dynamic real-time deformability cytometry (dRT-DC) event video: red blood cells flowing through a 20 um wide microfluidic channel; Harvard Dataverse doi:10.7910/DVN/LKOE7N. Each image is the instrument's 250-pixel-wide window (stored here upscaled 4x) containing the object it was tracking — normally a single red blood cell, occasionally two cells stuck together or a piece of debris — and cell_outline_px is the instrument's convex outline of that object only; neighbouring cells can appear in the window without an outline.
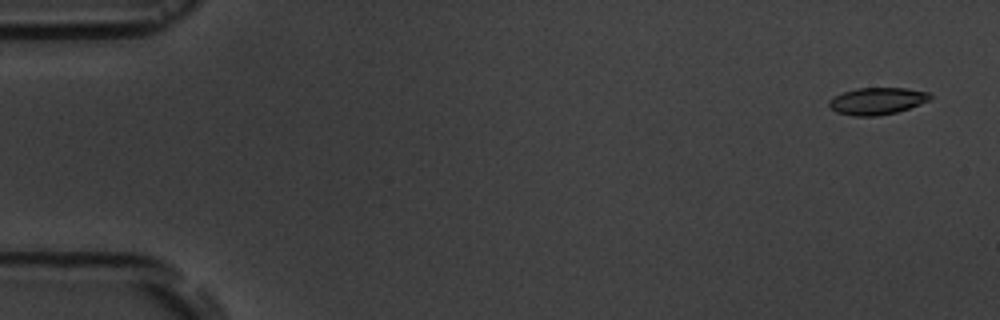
{"species": "common noctule bat (a hibernating species)", "species_latin": "Nyctalus noctula", "temperature_condition": "room temperature", "stored_images_in_passage": 5, "camera_frame_rate_fps": 3000, "um_per_image_px": 0.085, "animal": {"sex": "male", "body_mass_g": 19.5, "forearm_length_mm": 54.6}, "frame": {"image": 1, "passage_image": 1, "time_ms": 0.0, "image_size_px": [1000, 320], "cell_outline_px": [[932, 96], [928, 100], [920, 104], [896, 112], [876, 116], [852, 116], [836, 112], [828, 104], [828, 100], [844, 92], [856, 88], [904, 88], [928, 92]], "centroid_in_image_um": [74.53, 8.59], "position_along_channel_um": 10.5, "area_um2": 15.72}}
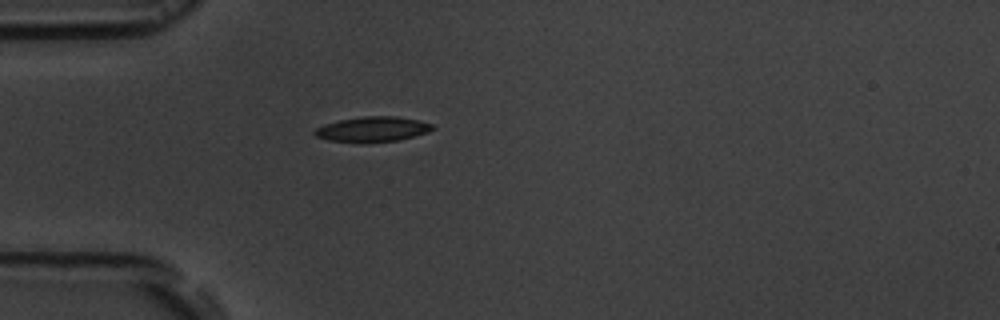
{"frame": {"image": 2, "passage_image": 5, "time_ms": 4.667, "image_size_px": [1000, 320], "cell_outline_px": [[436, 128], [428, 132], [400, 140], [364, 144], [360, 144], [328, 140], [316, 136], [312, 132], [316, 128], [324, 124], [340, 120], [364, 116], [396, 116], [416, 120], [432, 124]], "centroid_in_image_um": [31.64, 11.01], "position_along_channel_um": 53.4, "area_um2": 17.57}}